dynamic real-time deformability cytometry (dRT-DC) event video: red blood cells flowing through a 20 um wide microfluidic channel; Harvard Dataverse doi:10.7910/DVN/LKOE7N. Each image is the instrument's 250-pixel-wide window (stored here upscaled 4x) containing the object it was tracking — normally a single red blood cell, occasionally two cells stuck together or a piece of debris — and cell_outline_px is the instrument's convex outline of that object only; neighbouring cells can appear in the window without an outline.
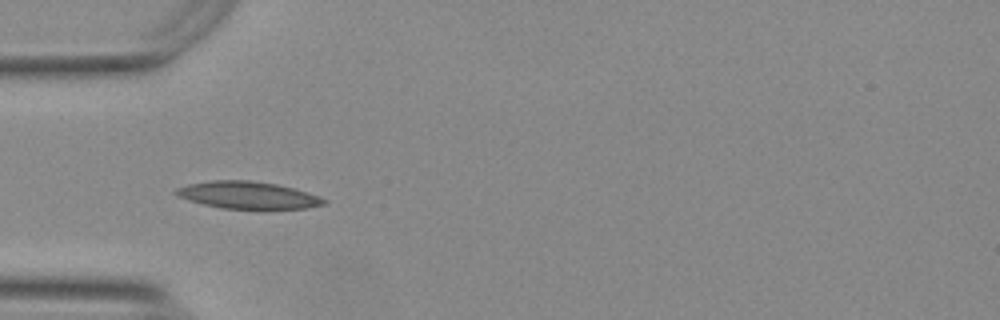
{"species": "Egyptian fruit bat (a non-hibernating species)", "species_latin": "Rousettus aegyptiacus", "temperature_condition": "warm", "stored_images_in_passage": 19, "camera_frame_rate_fps": 3000, "um_per_image_px": 0.085, "animal": {"sex": "female"}, "frame": {"image": 1, "passage_image": 6, "time_ms": 1.667, "image_size_px": [1000, 320], "cell_outline_px": [[328, 200], [324, 204], [304, 208], [220, 208], [188, 200], [172, 192], [176, 188], [188, 184], [212, 180], [248, 180], [276, 184], [292, 188], [320, 196]], "centroid_in_image_um": [21.04, 16.57], "position_along_channel_um": 64.0, "area_um2": 23.06}}
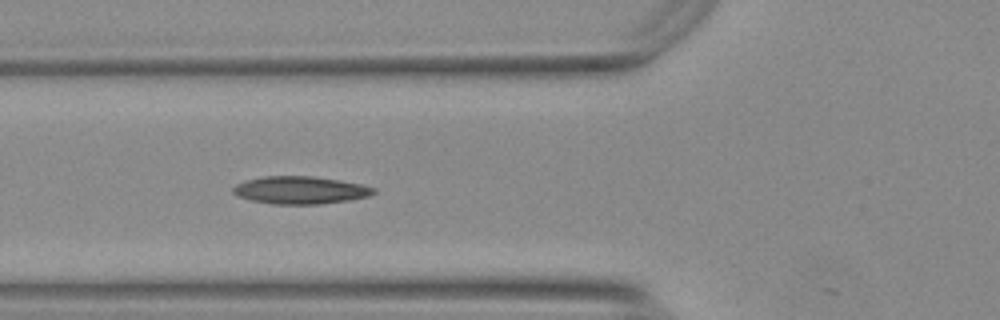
{"frame": {"image": 2, "passage_image": 9, "time_ms": 2.667, "image_size_px": [1000, 320], "cell_outline_px": [[376, 192], [368, 196], [348, 200], [320, 204], [272, 204], [252, 200], [236, 196], [232, 192], [232, 188], [236, 184], [244, 180], [264, 176], [312, 176], [340, 180], [360, 184], [376, 188]], "centroid_in_image_um": [25.49, 16.16], "position_along_channel_um": 100.3, "area_um2": 22.66}}
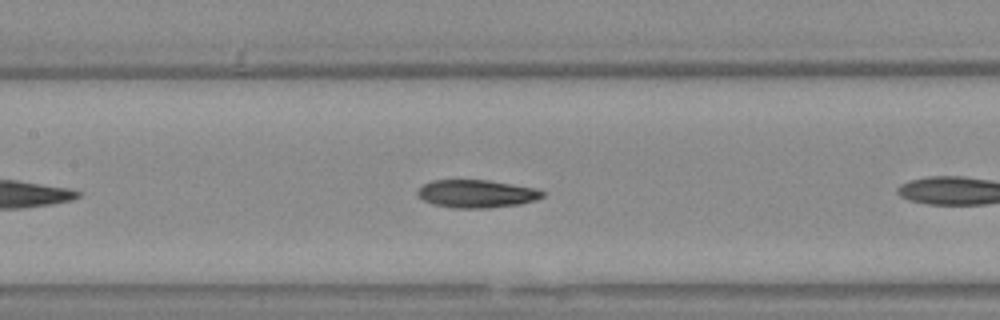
{"frame": {"image": 3, "passage_image": 11, "time_ms": 3.333, "image_size_px": [1000, 320], "cell_outline_px": [[544, 196], [536, 200], [520, 204], [488, 208], [456, 208], [432, 204], [424, 200], [416, 192], [424, 184], [432, 180], [488, 180], [532, 188], [544, 192]], "centroid_in_image_um": [40.49, 16.47], "position_along_channel_um": 166.9, "area_um2": 20.06}}